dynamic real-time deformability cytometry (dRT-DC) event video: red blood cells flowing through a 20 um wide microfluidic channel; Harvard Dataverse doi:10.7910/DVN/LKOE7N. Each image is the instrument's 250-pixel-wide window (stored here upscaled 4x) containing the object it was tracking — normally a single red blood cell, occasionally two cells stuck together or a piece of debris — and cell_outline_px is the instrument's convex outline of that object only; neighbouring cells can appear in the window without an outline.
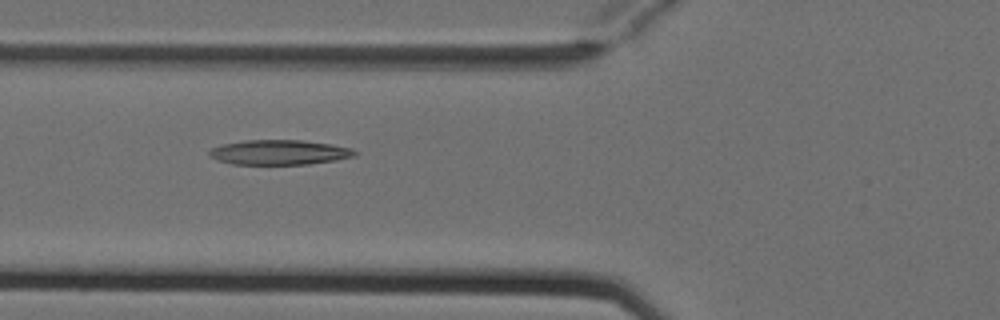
{"species": "Egyptian fruit bat (a non-hibernating species)", "species_latin": "Rousettus aegyptiacus", "temperature_condition": "cold", "stored_images_in_passage": 5, "camera_frame_rate_fps": 3000, "um_per_image_px": 0.085, "animal": {"sex": "female"}, "frame": {"image": 1, "passage_image": 3, "time_ms": 0.667, "image_size_px": [1000, 320], "cell_outline_px": [[360, 152], [356, 156], [336, 160], [308, 164], [232, 164], [216, 160], [208, 156], [208, 152], [212, 148], [220, 144], [244, 140], [300, 140], [332, 144], [352, 148]], "centroid_in_image_um": [23.74, 12.94], "position_along_channel_um": 102.1, "area_um2": 21.33}}
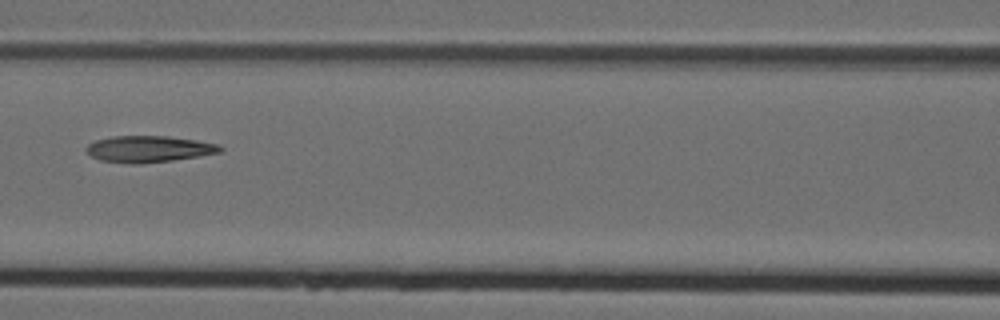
{"frame": {"image": 2, "passage_image": 4, "time_ms": 1.0, "image_size_px": [1000, 320], "cell_outline_px": [[224, 148], [220, 152], [172, 160], [140, 164], [128, 164], [100, 160], [92, 156], [84, 148], [88, 144], [96, 140], [112, 136], [168, 136], [196, 140], [220, 144]], "centroid_in_image_um": [12.63, 12.66], "position_along_channel_um": 154.0, "area_um2": 20.63}}
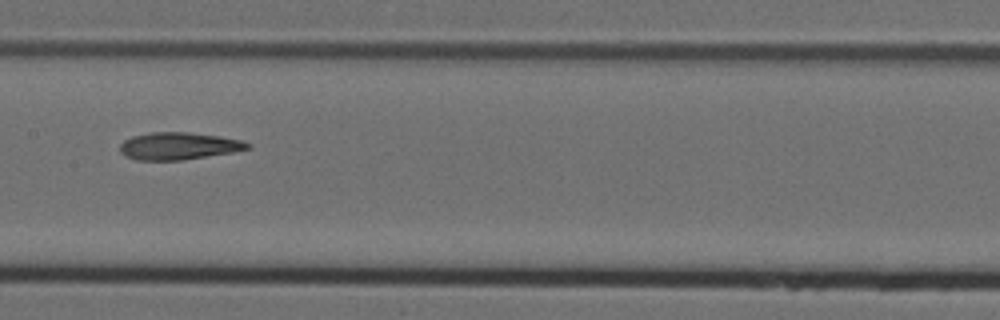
{"frame": {"image": 3, "passage_image": 5, "time_ms": 1.333, "image_size_px": [1000, 320], "cell_outline_px": [[252, 148], [232, 152], [180, 160], [136, 160], [124, 156], [120, 152], [120, 144], [124, 140], [132, 136], [152, 132], [188, 132], [220, 136], [244, 140], [252, 144]], "centroid_in_image_um": [15.2, 12.4], "position_along_channel_um": 192.2, "area_um2": 20.4}}